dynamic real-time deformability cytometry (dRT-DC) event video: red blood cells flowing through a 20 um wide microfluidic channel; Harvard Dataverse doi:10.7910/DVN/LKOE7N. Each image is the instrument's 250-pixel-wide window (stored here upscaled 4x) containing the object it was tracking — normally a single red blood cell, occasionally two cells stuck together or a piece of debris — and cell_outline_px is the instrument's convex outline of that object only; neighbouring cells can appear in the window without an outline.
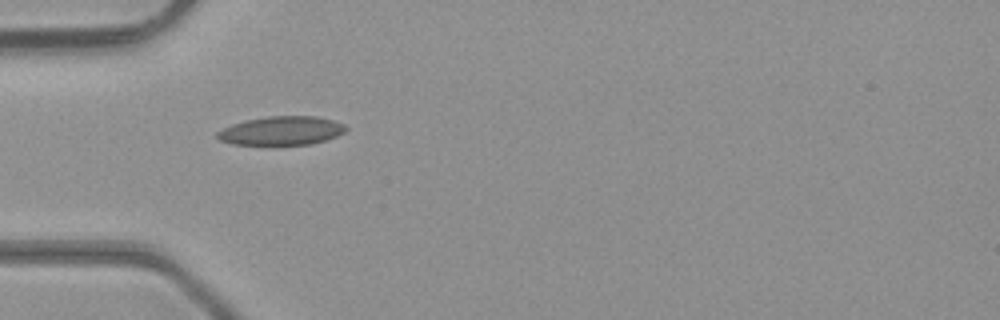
{"species": "common noctule bat (a hibernating species)", "species_latin": "Nyctalus noctula", "temperature_condition": "room temperature", "stored_images_in_passage": 2, "camera_frame_rate_fps": 3000, "um_per_image_px": 0.085, "animal": {"sex": "male", "body_mass_g": 23.1, "forearm_length_mm": 52.7}, "frame": {"image": 1, "passage_image": 1, "time_ms": 0.0, "image_size_px": [1000, 320], "cell_outline_px": [[348, 128], [344, 132], [336, 136], [312, 144], [276, 148], [272, 148], [232, 144], [220, 140], [216, 136], [216, 132], [232, 124], [244, 120], [268, 116], [316, 116], [332, 120], [344, 124]], "centroid_in_image_um": [23.88, 11.17], "position_along_channel_um": 61.1, "area_um2": 22.6}}
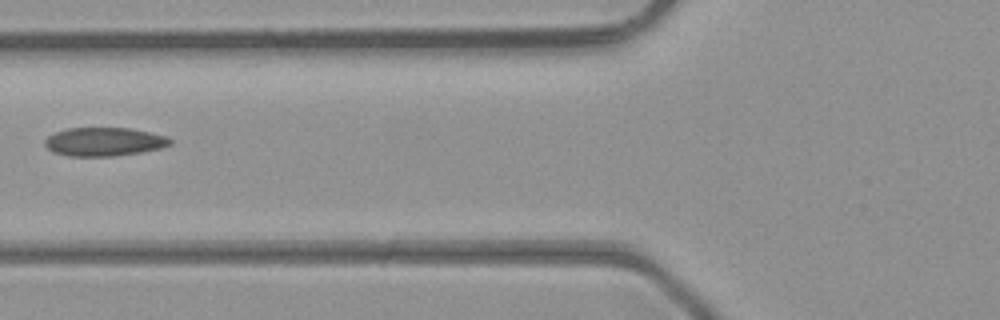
{"frame": {"image": 2, "passage_image": 2, "time_ms": 0.333, "image_size_px": [1000, 320], "cell_outline_px": [[172, 144], [160, 148], [140, 152], [112, 156], [68, 156], [52, 152], [44, 144], [44, 140], [48, 136], [56, 132], [68, 128], [132, 128], [164, 136], [172, 140]], "centroid_in_image_um": [8.82, 12.05], "position_along_channel_um": 117.0, "area_um2": 20.75}}